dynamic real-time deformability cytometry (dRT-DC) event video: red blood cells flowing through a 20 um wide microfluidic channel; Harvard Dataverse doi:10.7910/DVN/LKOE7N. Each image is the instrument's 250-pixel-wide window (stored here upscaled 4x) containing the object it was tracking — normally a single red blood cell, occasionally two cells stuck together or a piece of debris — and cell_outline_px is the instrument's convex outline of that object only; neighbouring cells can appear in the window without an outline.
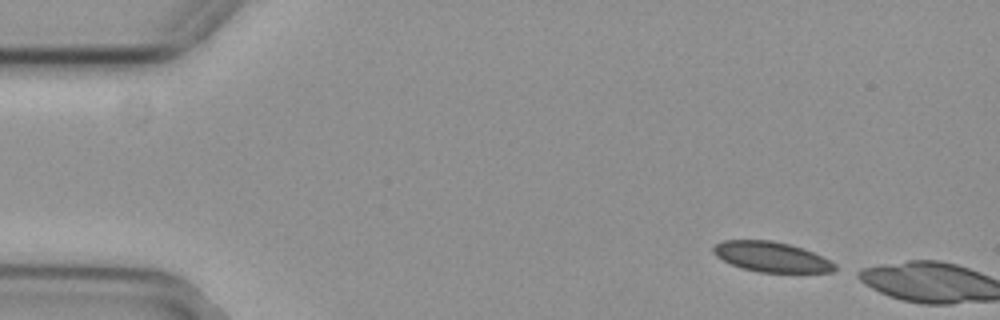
{"species": "common noctule bat (a hibernating species)", "species_latin": "Nyctalus noctula", "temperature_condition": "cold", "stored_images_in_passage": 3, "camera_frame_rate_fps": 3000, "um_per_image_px": 0.085, "animal": {"sex": "female", "body_mass_g": 29.2, "forearm_length_mm": 56.3}, "frame": {"image": 1, "passage_image": 1, "time_ms": 0.0, "image_size_px": [1000, 320], "cell_outline_px": [[836, 268], [832, 272], [760, 272], [740, 268], [716, 256], [712, 252], [712, 248], [716, 244], [724, 240], [772, 240], [804, 248], [836, 264]], "centroid_in_image_um": [65.54, 21.83], "position_along_channel_um": 19.5, "area_um2": 21.15}}